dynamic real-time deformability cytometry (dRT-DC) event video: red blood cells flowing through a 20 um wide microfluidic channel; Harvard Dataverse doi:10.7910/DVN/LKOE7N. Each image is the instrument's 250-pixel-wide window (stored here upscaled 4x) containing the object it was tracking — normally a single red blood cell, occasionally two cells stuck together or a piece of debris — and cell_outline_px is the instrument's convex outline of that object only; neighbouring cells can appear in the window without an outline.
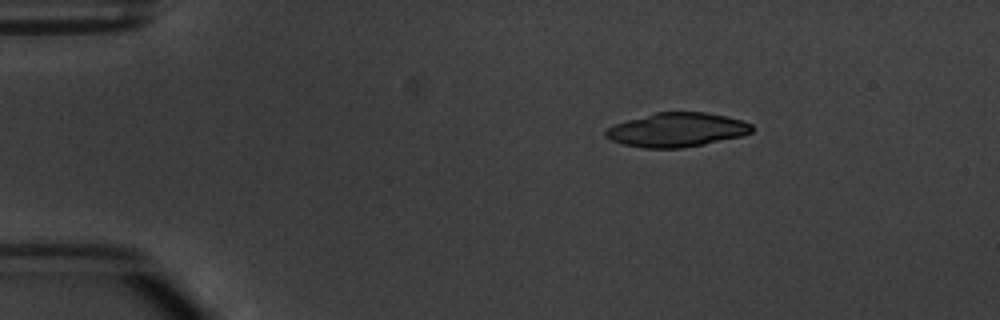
{"species": "common noctule bat (a hibernating species)", "species_latin": "Nyctalus noctula", "temperature_condition": "warm", "stored_images_in_passage": 3, "camera_frame_rate_fps": 3000, "um_per_image_px": 0.085, "animal": {"sex": "male", "body_mass_g": 20.1, "forearm_length_mm": 53.5}, "frame": {"image": 1, "passage_image": 1, "time_ms": 0.0, "image_size_px": [1000, 320], "cell_outline_px": [[752, 132], [740, 136], [704, 144], [680, 148], [644, 148], [624, 144], [612, 140], [604, 136], [604, 132], [608, 128], [616, 124], [628, 120], [656, 112], [704, 112], [744, 120], [752, 124]], "centroid_in_image_um": [57.54, 11.03], "position_along_channel_um": 27.5, "area_um2": 28.73}}